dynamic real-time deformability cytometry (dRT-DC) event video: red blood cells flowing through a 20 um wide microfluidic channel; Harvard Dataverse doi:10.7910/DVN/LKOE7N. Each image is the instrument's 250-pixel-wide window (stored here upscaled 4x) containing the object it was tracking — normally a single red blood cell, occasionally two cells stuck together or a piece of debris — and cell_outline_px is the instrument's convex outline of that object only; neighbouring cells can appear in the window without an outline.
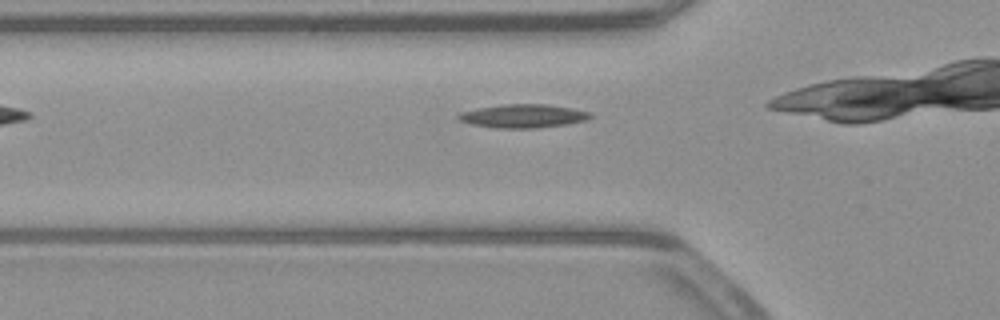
{"species": "common noctule bat (a hibernating species)", "species_latin": "Nyctalus noctula", "temperature_condition": "warm", "stored_images_in_passage": 24, "camera_frame_rate_fps": 3000, "um_per_image_px": 0.085, "animal": {"sex": "male", "body_mass_g": 23.1, "forearm_length_mm": 52.7}, "frame": {"image": 1, "passage_image": 2, "time_ms": 0.333, "image_size_px": [1000, 320], "cell_outline_px": [[592, 116], [588, 120], [564, 124], [536, 128], [496, 128], [472, 124], [460, 120], [456, 116], [460, 112], [476, 108], [504, 104], [548, 104], [572, 108], [588, 112]], "centroid_in_image_um": [44.44, 9.85], "position_along_channel_um": 81.4, "area_um2": 17.98}}
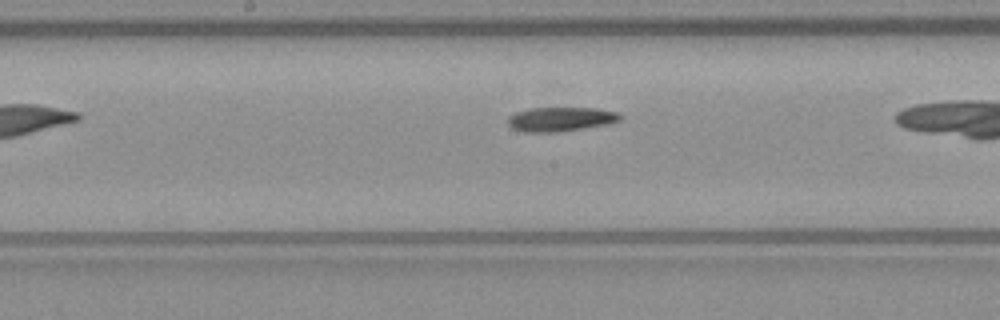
{"frame": {"image": 2, "passage_image": 11, "time_ms": 3.333, "image_size_px": [1000, 320], "cell_outline_px": [[624, 116], [620, 120], [608, 124], [560, 132], [524, 132], [512, 128], [508, 124], [508, 116], [516, 112], [528, 108], [596, 108], [616, 112]], "centroid_in_image_um": [47.65, 10.13], "position_along_channel_um": 200.6, "area_um2": 15.95}}
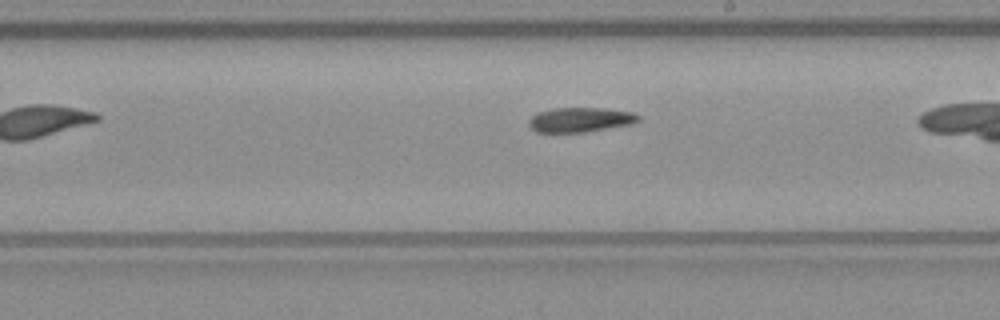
{"frame": {"image": 3, "passage_image": 14, "time_ms": 4.333, "image_size_px": [1000, 320], "cell_outline_px": [[640, 120], [632, 124], [584, 132], [536, 132], [528, 124], [528, 120], [536, 112], [552, 108], [604, 108], [632, 112], [640, 116]], "centroid_in_image_um": [49.31, 10.17], "position_along_channel_um": 239.7, "area_um2": 15.78}}